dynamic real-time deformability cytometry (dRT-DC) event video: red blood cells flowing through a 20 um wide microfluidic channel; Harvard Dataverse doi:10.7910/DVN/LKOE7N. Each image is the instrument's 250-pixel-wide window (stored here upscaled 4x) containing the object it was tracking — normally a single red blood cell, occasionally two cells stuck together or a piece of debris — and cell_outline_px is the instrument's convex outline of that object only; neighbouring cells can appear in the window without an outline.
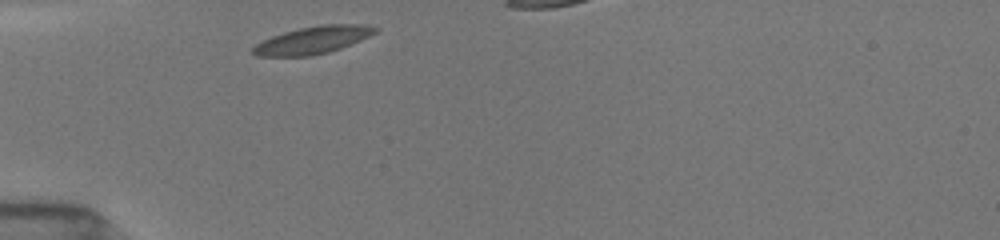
{"species": "common noctule bat (a hibernating species)", "species_latin": "Nyctalus noctula", "temperature_condition": "room temperature", "stored_images_in_passage": 5, "camera_frame_rate_fps": 3000, "um_per_image_px": 0.085, "animal": {"sex": "female", "body_mass_g": 19.5, "forearm_length_mm": 54.1}, "frame": {"image": 1, "passage_image": 1, "time_ms": 0.0, "image_size_px": [1000, 240], "cell_outline_px": [[380, 28], [376, 32], [360, 40], [340, 48], [328, 52], [312, 56], [256, 56], [252, 52], [252, 48], [256, 44], [272, 36], [284, 32], [300, 28], [320, 24], [364, 24]], "centroid_in_image_um": [26.6, 3.4], "position_along_channel_um": 58.4, "area_um2": 19.42}}
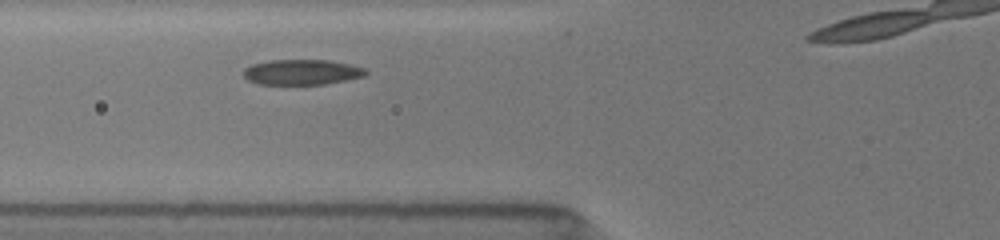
{"frame": {"image": 2, "passage_image": 3, "time_ms": 1.333, "image_size_px": [1000, 240], "cell_outline_px": [[368, 72], [364, 76], [324, 84], [260, 84], [248, 80], [244, 76], [244, 68], [252, 64], [272, 60], [328, 60], [348, 64], [364, 68]], "centroid_in_image_um": [25.64, 6.13], "position_along_channel_um": 100.2, "area_um2": 17.8}}